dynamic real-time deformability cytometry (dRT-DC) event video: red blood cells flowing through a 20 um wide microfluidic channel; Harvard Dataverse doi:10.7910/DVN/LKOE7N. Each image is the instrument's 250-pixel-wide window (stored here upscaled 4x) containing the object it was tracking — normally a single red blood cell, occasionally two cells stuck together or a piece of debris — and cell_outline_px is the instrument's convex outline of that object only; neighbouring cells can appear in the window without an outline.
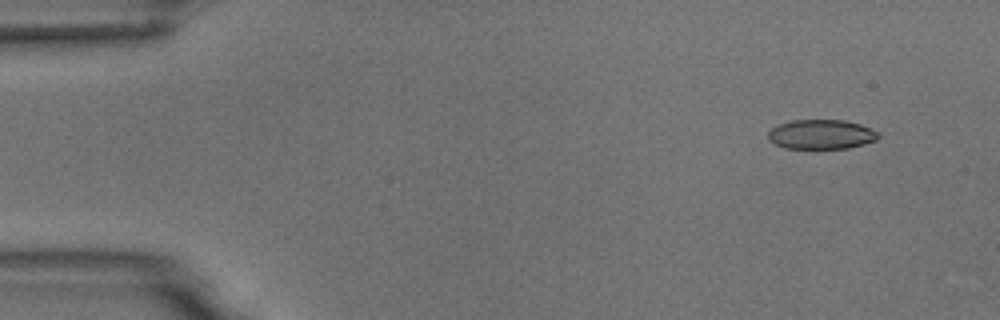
{"species": "common noctule bat (a hibernating species)", "species_latin": "Nyctalus noctula", "temperature_condition": "room temperature", "stored_images_in_passage": 51, "camera_frame_rate_fps": 3000, "um_per_image_px": 0.085, "animal": {"sex": "male", "body_mass_g": 18.8}, "frame": {"image": 1, "passage_image": 1, "time_ms": 0.0, "image_size_px": [1000, 320], "cell_outline_px": [[880, 136], [876, 140], [864, 144], [848, 148], [784, 148], [768, 140], [768, 132], [772, 128], [780, 124], [792, 120], [844, 120], [860, 124], [880, 132]], "centroid_in_image_um": [69.83, 11.42], "position_along_channel_um": 15.2, "area_um2": 18.96}}
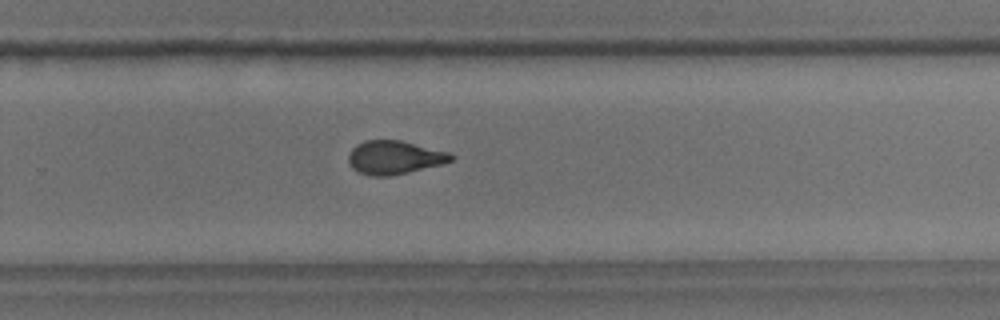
{"frame": {"image": 2, "passage_image": 32, "time_ms": 10.333, "image_size_px": [1000, 320], "cell_outline_px": [[456, 156], [452, 160], [440, 164], [392, 176], [372, 176], [360, 172], [352, 168], [348, 160], [348, 156], [352, 148], [356, 144], [364, 140], [400, 140], [448, 152]], "centroid_in_image_um": [33.5, 13.38], "position_along_channel_um": 296.3, "area_um2": 19.88}}
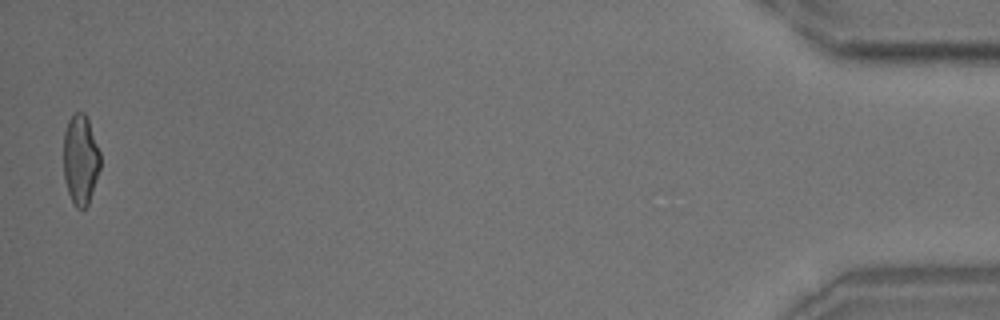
{"frame": {"image": 3, "passage_image": 50, "time_ms": 16.333, "image_size_px": [1000, 320], "cell_outline_px": [[100, 168], [88, 204], [84, 208], [76, 208], [68, 192], [64, 180], [64, 132], [68, 120], [76, 112], [84, 112], [88, 120], [100, 152]], "centroid_in_image_um": [6.84, 13.56], "position_along_channel_um": 428.4, "area_um2": 19.07}, "authors_computed_cell_mechanics": {"area_um2": 20.1144, "velocity_mm_per_s": 3.7369, "shape_relaxation_time_tau1_ms": 6.8417, "shape_relaxation_time_tau2_ms": 1.2377, "deformation_change_tau1": 0.1695, "deformation_change_tau2": 0.074}}